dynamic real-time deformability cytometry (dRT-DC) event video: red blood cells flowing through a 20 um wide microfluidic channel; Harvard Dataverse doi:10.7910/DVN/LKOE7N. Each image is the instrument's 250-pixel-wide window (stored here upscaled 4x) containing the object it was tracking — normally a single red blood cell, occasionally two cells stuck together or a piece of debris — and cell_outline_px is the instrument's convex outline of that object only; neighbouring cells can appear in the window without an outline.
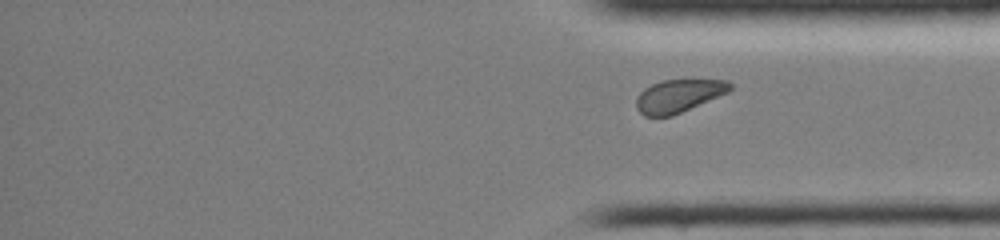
{"species": "common noctule bat (a hibernating species)", "species_latin": "Nyctalus noctula", "temperature_condition": "room temperature", "stored_images_in_passage": 60, "segment_of_instrument_passage": [2, 2], "camera_frame_rate_fps": 3000, "um_per_image_px": 0.085, "animal": {"sex": "female", "body_mass_g": 19.0, "forearm_length_mm": 51.5}, "frame": {"image": 1, "passage_image": 60, "time_ms": 15.333, "image_size_px": [1000, 240], "cell_outline_px": [[732, 88], [728, 92], [672, 116], [644, 116], [636, 108], [636, 96], [644, 88], [660, 80], [692, 76], [728, 80], [732, 84]], "centroid_in_image_um": [57.72, 8.07], "position_along_channel_um": 377.5, "area_um2": 18.9}}